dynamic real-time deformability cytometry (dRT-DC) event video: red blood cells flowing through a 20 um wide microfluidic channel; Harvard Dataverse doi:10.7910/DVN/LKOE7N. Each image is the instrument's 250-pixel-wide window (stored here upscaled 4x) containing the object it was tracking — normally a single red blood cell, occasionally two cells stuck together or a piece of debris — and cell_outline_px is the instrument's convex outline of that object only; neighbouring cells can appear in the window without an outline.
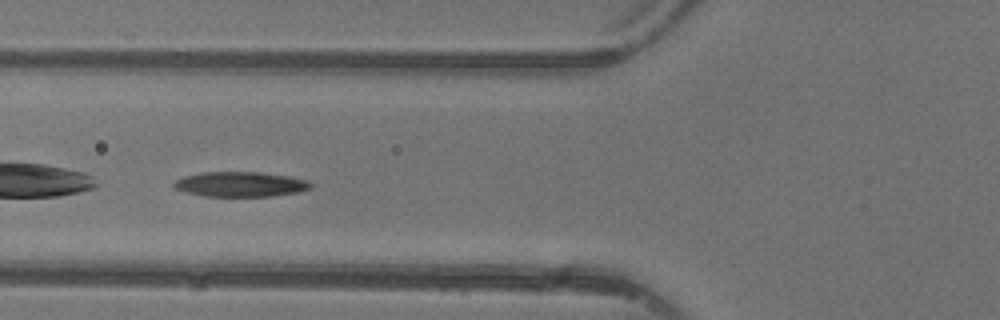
{"species": "common noctule bat (a hibernating species)", "species_latin": "Nyctalus noctula", "temperature_condition": "warm", "stored_images_in_passage": 5, "camera_frame_rate_fps": 3000, "um_per_image_px": 0.085, "animal": {"sex": "female"}, "frame": {"image": 1, "passage_image": 4, "time_ms": 5.0, "image_size_px": [1000, 320], "cell_outline_px": [[316, 184], [312, 188], [296, 192], [272, 196], [204, 196], [188, 192], [176, 188], [172, 184], [176, 180], [184, 176], [200, 172], [260, 172], [288, 176], [308, 180]], "centroid_in_image_um": [20.49, 15.65], "position_along_channel_um": 105.3, "area_um2": 19.88}}
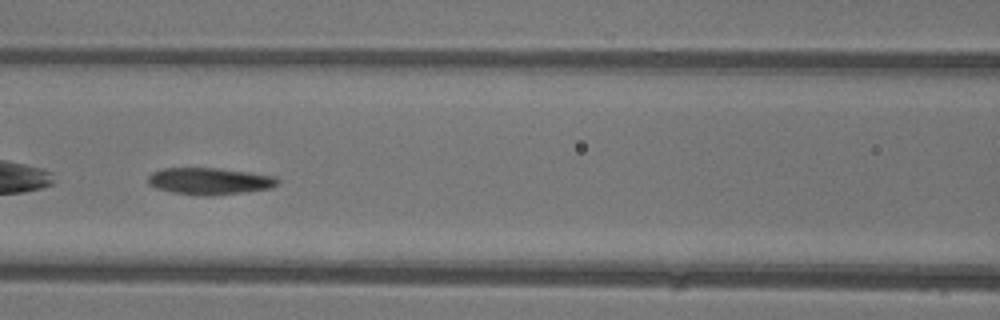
{"frame": {"image": 2, "passage_image": 5, "time_ms": 6.0, "image_size_px": [1000, 320], "cell_outline_px": [[280, 180], [272, 188], [248, 192], [212, 196], [196, 196], [172, 192], [156, 188], [148, 184], [148, 176], [152, 172], [164, 168], [216, 168], [248, 172], [276, 176]], "centroid_in_image_um": [17.82, 15.41], "position_along_channel_um": 148.8, "area_um2": 20.52}}